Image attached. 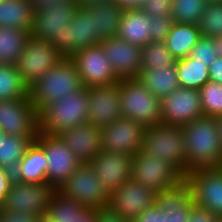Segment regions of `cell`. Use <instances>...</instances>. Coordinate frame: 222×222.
Listing matches in <instances>:
<instances>
[{
	"instance_id": "obj_6",
	"label": "cell",
	"mask_w": 222,
	"mask_h": 222,
	"mask_svg": "<svg viewBox=\"0 0 222 222\" xmlns=\"http://www.w3.org/2000/svg\"><path fill=\"white\" fill-rule=\"evenodd\" d=\"M141 151L165 160L183 177L187 175L185 138L180 126L161 123L145 127Z\"/></svg>"
},
{
	"instance_id": "obj_50",
	"label": "cell",
	"mask_w": 222,
	"mask_h": 222,
	"mask_svg": "<svg viewBox=\"0 0 222 222\" xmlns=\"http://www.w3.org/2000/svg\"><path fill=\"white\" fill-rule=\"evenodd\" d=\"M215 44V50L217 51L218 56L222 57V36L213 38Z\"/></svg>"
},
{
	"instance_id": "obj_35",
	"label": "cell",
	"mask_w": 222,
	"mask_h": 222,
	"mask_svg": "<svg viewBox=\"0 0 222 222\" xmlns=\"http://www.w3.org/2000/svg\"><path fill=\"white\" fill-rule=\"evenodd\" d=\"M207 2V0H173V21L176 23L199 25Z\"/></svg>"
},
{
	"instance_id": "obj_28",
	"label": "cell",
	"mask_w": 222,
	"mask_h": 222,
	"mask_svg": "<svg viewBox=\"0 0 222 222\" xmlns=\"http://www.w3.org/2000/svg\"><path fill=\"white\" fill-rule=\"evenodd\" d=\"M34 8L30 0H0V27L30 32Z\"/></svg>"
},
{
	"instance_id": "obj_26",
	"label": "cell",
	"mask_w": 222,
	"mask_h": 222,
	"mask_svg": "<svg viewBox=\"0 0 222 222\" xmlns=\"http://www.w3.org/2000/svg\"><path fill=\"white\" fill-rule=\"evenodd\" d=\"M137 78L146 89L160 99L180 87L176 63L170 64L165 68L155 67L154 69L140 70Z\"/></svg>"
},
{
	"instance_id": "obj_40",
	"label": "cell",
	"mask_w": 222,
	"mask_h": 222,
	"mask_svg": "<svg viewBox=\"0 0 222 222\" xmlns=\"http://www.w3.org/2000/svg\"><path fill=\"white\" fill-rule=\"evenodd\" d=\"M151 19L150 41L152 42H165L171 28L174 24L172 17H154L149 16Z\"/></svg>"
},
{
	"instance_id": "obj_37",
	"label": "cell",
	"mask_w": 222,
	"mask_h": 222,
	"mask_svg": "<svg viewBox=\"0 0 222 222\" xmlns=\"http://www.w3.org/2000/svg\"><path fill=\"white\" fill-rule=\"evenodd\" d=\"M198 26L203 37L222 36V0L206 3L205 12Z\"/></svg>"
},
{
	"instance_id": "obj_10",
	"label": "cell",
	"mask_w": 222,
	"mask_h": 222,
	"mask_svg": "<svg viewBox=\"0 0 222 222\" xmlns=\"http://www.w3.org/2000/svg\"><path fill=\"white\" fill-rule=\"evenodd\" d=\"M35 141L45 152L47 183L58 190L82 163L58 135L38 132Z\"/></svg>"
},
{
	"instance_id": "obj_19",
	"label": "cell",
	"mask_w": 222,
	"mask_h": 222,
	"mask_svg": "<svg viewBox=\"0 0 222 222\" xmlns=\"http://www.w3.org/2000/svg\"><path fill=\"white\" fill-rule=\"evenodd\" d=\"M99 45L119 80L138 77L141 70L142 47L130 44L119 37L101 40Z\"/></svg>"
},
{
	"instance_id": "obj_54",
	"label": "cell",
	"mask_w": 222,
	"mask_h": 222,
	"mask_svg": "<svg viewBox=\"0 0 222 222\" xmlns=\"http://www.w3.org/2000/svg\"><path fill=\"white\" fill-rule=\"evenodd\" d=\"M35 222H51V221L48 219V217L46 215H44V216H41V217H37Z\"/></svg>"
},
{
	"instance_id": "obj_2",
	"label": "cell",
	"mask_w": 222,
	"mask_h": 222,
	"mask_svg": "<svg viewBox=\"0 0 222 222\" xmlns=\"http://www.w3.org/2000/svg\"><path fill=\"white\" fill-rule=\"evenodd\" d=\"M187 156V174L200 168L222 167V143L214 117L201 116L181 127Z\"/></svg>"
},
{
	"instance_id": "obj_3",
	"label": "cell",
	"mask_w": 222,
	"mask_h": 222,
	"mask_svg": "<svg viewBox=\"0 0 222 222\" xmlns=\"http://www.w3.org/2000/svg\"><path fill=\"white\" fill-rule=\"evenodd\" d=\"M131 179L152 189L168 205L184 193V177L165 160L141 150L132 156Z\"/></svg>"
},
{
	"instance_id": "obj_44",
	"label": "cell",
	"mask_w": 222,
	"mask_h": 222,
	"mask_svg": "<svg viewBox=\"0 0 222 222\" xmlns=\"http://www.w3.org/2000/svg\"><path fill=\"white\" fill-rule=\"evenodd\" d=\"M55 49L63 58H70V23L62 31V39Z\"/></svg>"
},
{
	"instance_id": "obj_18",
	"label": "cell",
	"mask_w": 222,
	"mask_h": 222,
	"mask_svg": "<svg viewBox=\"0 0 222 222\" xmlns=\"http://www.w3.org/2000/svg\"><path fill=\"white\" fill-rule=\"evenodd\" d=\"M144 130L142 124L120 117L101 129L102 150L133 156L141 150Z\"/></svg>"
},
{
	"instance_id": "obj_23",
	"label": "cell",
	"mask_w": 222,
	"mask_h": 222,
	"mask_svg": "<svg viewBox=\"0 0 222 222\" xmlns=\"http://www.w3.org/2000/svg\"><path fill=\"white\" fill-rule=\"evenodd\" d=\"M47 159L43 148L34 140L14 172V180L20 183H47Z\"/></svg>"
},
{
	"instance_id": "obj_41",
	"label": "cell",
	"mask_w": 222,
	"mask_h": 222,
	"mask_svg": "<svg viewBox=\"0 0 222 222\" xmlns=\"http://www.w3.org/2000/svg\"><path fill=\"white\" fill-rule=\"evenodd\" d=\"M173 0H145L139 7L148 16L172 17Z\"/></svg>"
},
{
	"instance_id": "obj_8",
	"label": "cell",
	"mask_w": 222,
	"mask_h": 222,
	"mask_svg": "<svg viewBox=\"0 0 222 222\" xmlns=\"http://www.w3.org/2000/svg\"><path fill=\"white\" fill-rule=\"evenodd\" d=\"M183 196L194 206L222 217V167L190 171L184 177Z\"/></svg>"
},
{
	"instance_id": "obj_7",
	"label": "cell",
	"mask_w": 222,
	"mask_h": 222,
	"mask_svg": "<svg viewBox=\"0 0 222 222\" xmlns=\"http://www.w3.org/2000/svg\"><path fill=\"white\" fill-rule=\"evenodd\" d=\"M122 117L144 127L161 124V99L154 96L138 78L120 79Z\"/></svg>"
},
{
	"instance_id": "obj_16",
	"label": "cell",
	"mask_w": 222,
	"mask_h": 222,
	"mask_svg": "<svg viewBox=\"0 0 222 222\" xmlns=\"http://www.w3.org/2000/svg\"><path fill=\"white\" fill-rule=\"evenodd\" d=\"M87 109L88 123L99 129L111 125L122 117L119 81L109 85L89 87Z\"/></svg>"
},
{
	"instance_id": "obj_48",
	"label": "cell",
	"mask_w": 222,
	"mask_h": 222,
	"mask_svg": "<svg viewBox=\"0 0 222 222\" xmlns=\"http://www.w3.org/2000/svg\"><path fill=\"white\" fill-rule=\"evenodd\" d=\"M105 1L106 0H73L77 8H89Z\"/></svg>"
},
{
	"instance_id": "obj_32",
	"label": "cell",
	"mask_w": 222,
	"mask_h": 222,
	"mask_svg": "<svg viewBox=\"0 0 222 222\" xmlns=\"http://www.w3.org/2000/svg\"><path fill=\"white\" fill-rule=\"evenodd\" d=\"M219 217L194 206L184 196L168 205L167 222H217Z\"/></svg>"
},
{
	"instance_id": "obj_30",
	"label": "cell",
	"mask_w": 222,
	"mask_h": 222,
	"mask_svg": "<svg viewBox=\"0 0 222 222\" xmlns=\"http://www.w3.org/2000/svg\"><path fill=\"white\" fill-rule=\"evenodd\" d=\"M180 87L199 90L209 79V67L190 56L176 60Z\"/></svg>"
},
{
	"instance_id": "obj_33",
	"label": "cell",
	"mask_w": 222,
	"mask_h": 222,
	"mask_svg": "<svg viewBox=\"0 0 222 222\" xmlns=\"http://www.w3.org/2000/svg\"><path fill=\"white\" fill-rule=\"evenodd\" d=\"M29 97V87L16 65L0 63V101Z\"/></svg>"
},
{
	"instance_id": "obj_20",
	"label": "cell",
	"mask_w": 222,
	"mask_h": 222,
	"mask_svg": "<svg viewBox=\"0 0 222 222\" xmlns=\"http://www.w3.org/2000/svg\"><path fill=\"white\" fill-rule=\"evenodd\" d=\"M131 161L128 154L101 150L89 164L111 194L131 179Z\"/></svg>"
},
{
	"instance_id": "obj_9",
	"label": "cell",
	"mask_w": 222,
	"mask_h": 222,
	"mask_svg": "<svg viewBox=\"0 0 222 222\" xmlns=\"http://www.w3.org/2000/svg\"><path fill=\"white\" fill-rule=\"evenodd\" d=\"M58 191L85 207L101 209L109 206L110 193L89 163H82Z\"/></svg>"
},
{
	"instance_id": "obj_11",
	"label": "cell",
	"mask_w": 222,
	"mask_h": 222,
	"mask_svg": "<svg viewBox=\"0 0 222 222\" xmlns=\"http://www.w3.org/2000/svg\"><path fill=\"white\" fill-rule=\"evenodd\" d=\"M62 59L50 41L38 39L30 34L16 67L23 81L30 87Z\"/></svg>"
},
{
	"instance_id": "obj_47",
	"label": "cell",
	"mask_w": 222,
	"mask_h": 222,
	"mask_svg": "<svg viewBox=\"0 0 222 222\" xmlns=\"http://www.w3.org/2000/svg\"><path fill=\"white\" fill-rule=\"evenodd\" d=\"M209 79L222 85V57L218 56L209 67Z\"/></svg>"
},
{
	"instance_id": "obj_1",
	"label": "cell",
	"mask_w": 222,
	"mask_h": 222,
	"mask_svg": "<svg viewBox=\"0 0 222 222\" xmlns=\"http://www.w3.org/2000/svg\"><path fill=\"white\" fill-rule=\"evenodd\" d=\"M108 207L134 222H167L168 204L152 189L132 179L110 194Z\"/></svg>"
},
{
	"instance_id": "obj_45",
	"label": "cell",
	"mask_w": 222,
	"mask_h": 222,
	"mask_svg": "<svg viewBox=\"0 0 222 222\" xmlns=\"http://www.w3.org/2000/svg\"><path fill=\"white\" fill-rule=\"evenodd\" d=\"M98 222H134L125 219L109 207L98 209Z\"/></svg>"
},
{
	"instance_id": "obj_43",
	"label": "cell",
	"mask_w": 222,
	"mask_h": 222,
	"mask_svg": "<svg viewBox=\"0 0 222 222\" xmlns=\"http://www.w3.org/2000/svg\"><path fill=\"white\" fill-rule=\"evenodd\" d=\"M14 181V173L0 167V207L3 205L5 197Z\"/></svg>"
},
{
	"instance_id": "obj_53",
	"label": "cell",
	"mask_w": 222,
	"mask_h": 222,
	"mask_svg": "<svg viewBox=\"0 0 222 222\" xmlns=\"http://www.w3.org/2000/svg\"><path fill=\"white\" fill-rule=\"evenodd\" d=\"M117 1L123 8H129V0H112Z\"/></svg>"
},
{
	"instance_id": "obj_36",
	"label": "cell",
	"mask_w": 222,
	"mask_h": 222,
	"mask_svg": "<svg viewBox=\"0 0 222 222\" xmlns=\"http://www.w3.org/2000/svg\"><path fill=\"white\" fill-rule=\"evenodd\" d=\"M176 59L171 55L165 42H152L142 47L141 70L167 67L175 64Z\"/></svg>"
},
{
	"instance_id": "obj_51",
	"label": "cell",
	"mask_w": 222,
	"mask_h": 222,
	"mask_svg": "<svg viewBox=\"0 0 222 222\" xmlns=\"http://www.w3.org/2000/svg\"><path fill=\"white\" fill-rule=\"evenodd\" d=\"M145 0H129V8H139Z\"/></svg>"
},
{
	"instance_id": "obj_46",
	"label": "cell",
	"mask_w": 222,
	"mask_h": 222,
	"mask_svg": "<svg viewBox=\"0 0 222 222\" xmlns=\"http://www.w3.org/2000/svg\"><path fill=\"white\" fill-rule=\"evenodd\" d=\"M72 222H98V209L85 207Z\"/></svg>"
},
{
	"instance_id": "obj_55",
	"label": "cell",
	"mask_w": 222,
	"mask_h": 222,
	"mask_svg": "<svg viewBox=\"0 0 222 222\" xmlns=\"http://www.w3.org/2000/svg\"><path fill=\"white\" fill-rule=\"evenodd\" d=\"M6 134L4 133V131L0 128V143H1V140H4Z\"/></svg>"
},
{
	"instance_id": "obj_17",
	"label": "cell",
	"mask_w": 222,
	"mask_h": 222,
	"mask_svg": "<svg viewBox=\"0 0 222 222\" xmlns=\"http://www.w3.org/2000/svg\"><path fill=\"white\" fill-rule=\"evenodd\" d=\"M71 59L84 87L109 85L119 81L100 45L78 50Z\"/></svg>"
},
{
	"instance_id": "obj_31",
	"label": "cell",
	"mask_w": 222,
	"mask_h": 222,
	"mask_svg": "<svg viewBox=\"0 0 222 222\" xmlns=\"http://www.w3.org/2000/svg\"><path fill=\"white\" fill-rule=\"evenodd\" d=\"M36 137L6 135L0 143V167L14 173Z\"/></svg>"
},
{
	"instance_id": "obj_27",
	"label": "cell",
	"mask_w": 222,
	"mask_h": 222,
	"mask_svg": "<svg viewBox=\"0 0 222 222\" xmlns=\"http://www.w3.org/2000/svg\"><path fill=\"white\" fill-rule=\"evenodd\" d=\"M201 37L198 25L174 22L165 44L171 55L178 60L188 57Z\"/></svg>"
},
{
	"instance_id": "obj_4",
	"label": "cell",
	"mask_w": 222,
	"mask_h": 222,
	"mask_svg": "<svg viewBox=\"0 0 222 222\" xmlns=\"http://www.w3.org/2000/svg\"><path fill=\"white\" fill-rule=\"evenodd\" d=\"M84 88L71 58H63L29 87V98L37 114L64 96Z\"/></svg>"
},
{
	"instance_id": "obj_39",
	"label": "cell",
	"mask_w": 222,
	"mask_h": 222,
	"mask_svg": "<svg viewBox=\"0 0 222 222\" xmlns=\"http://www.w3.org/2000/svg\"><path fill=\"white\" fill-rule=\"evenodd\" d=\"M189 56L210 67L218 57L213 38L202 36L191 50Z\"/></svg>"
},
{
	"instance_id": "obj_38",
	"label": "cell",
	"mask_w": 222,
	"mask_h": 222,
	"mask_svg": "<svg viewBox=\"0 0 222 222\" xmlns=\"http://www.w3.org/2000/svg\"><path fill=\"white\" fill-rule=\"evenodd\" d=\"M203 116L222 115V85L209 80L200 89Z\"/></svg>"
},
{
	"instance_id": "obj_29",
	"label": "cell",
	"mask_w": 222,
	"mask_h": 222,
	"mask_svg": "<svg viewBox=\"0 0 222 222\" xmlns=\"http://www.w3.org/2000/svg\"><path fill=\"white\" fill-rule=\"evenodd\" d=\"M29 35L18 28L0 27V63L16 65Z\"/></svg>"
},
{
	"instance_id": "obj_52",
	"label": "cell",
	"mask_w": 222,
	"mask_h": 222,
	"mask_svg": "<svg viewBox=\"0 0 222 222\" xmlns=\"http://www.w3.org/2000/svg\"><path fill=\"white\" fill-rule=\"evenodd\" d=\"M218 124V128H219V135H220V139H221V143H222V115L218 116L215 118Z\"/></svg>"
},
{
	"instance_id": "obj_21",
	"label": "cell",
	"mask_w": 222,
	"mask_h": 222,
	"mask_svg": "<svg viewBox=\"0 0 222 222\" xmlns=\"http://www.w3.org/2000/svg\"><path fill=\"white\" fill-rule=\"evenodd\" d=\"M58 136L81 163H89L102 150L101 129L89 123L62 131Z\"/></svg>"
},
{
	"instance_id": "obj_49",
	"label": "cell",
	"mask_w": 222,
	"mask_h": 222,
	"mask_svg": "<svg viewBox=\"0 0 222 222\" xmlns=\"http://www.w3.org/2000/svg\"><path fill=\"white\" fill-rule=\"evenodd\" d=\"M58 1H61V0H30V2L33 5L34 10H36L38 8H43L47 5L54 4Z\"/></svg>"
},
{
	"instance_id": "obj_14",
	"label": "cell",
	"mask_w": 222,
	"mask_h": 222,
	"mask_svg": "<svg viewBox=\"0 0 222 222\" xmlns=\"http://www.w3.org/2000/svg\"><path fill=\"white\" fill-rule=\"evenodd\" d=\"M203 116L200 92L196 89L179 87L161 98V123L184 126Z\"/></svg>"
},
{
	"instance_id": "obj_22",
	"label": "cell",
	"mask_w": 222,
	"mask_h": 222,
	"mask_svg": "<svg viewBox=\"0 0 222 222\" xmlns=\"http://www.w3.org/2000/svg\"><path fill=\"white\" fill-rule=\"evenodd\" d=\"M151 19L140 8H124L117 37L143 47L150 42Z\"/></svg>"
},
{
	"instance_id": "obj_42",
	"label": "cell",
	"mask_w": 222,
	"mask_h": 222,
	"mask_svg": "<svg viewBox=\"0 0 222 222\" xmlns=\"http://www.w3.org/2000/svg\"><path fill=\"white\" fill-rule=\"evenodd\" d=\"M36 219L32 213L0 210V222H35Z\"/></svg>"
},
{
	"instance_id": "obj_5",
	"label": "cell",
	"mask_w": 222,
	"mask_h": 222,
	"mask_svg": "<svg viewBox=\"0 0 222 222\" xmlns=\"http://www.w3.org/2000/svg\"><path fill=\"white\" fill-rule=\"evenodd\" d=\"M88 88L64 96L38 114V132L58 135L60 132L88 123Z\"/></svg>"
},
{
	"instance_id": "obj_13",
	"label": "cell",
	"mask_w": 222,
	"mask_h": 222,
	"mask_svg": "<svg viewBox=\"0 0 222 222\" xmlns=\"http://www.w3.org/2000/svg\"><path fill=\"white\" fill-rule=\"evenodd\" d=\"M77 10L73 0H61L34 10L30 34L48 40L55 47L62 39V31Z\"/></svg>"
},
{
	"instance_id": "obj_25",
	"label": "cell",
	"mask_w": 222,
	"mask_h": 222,
	"mask_svg": "<svg viewBox=\"0 0 222 222\" xmlns=\"http://www.w3.org/2000/svg\"><path fill=\"white\" fill-rule=\"evenodd\" d=\"M123 10L117 1L112 0L89 7V15L94 18V30L100 40L117 37Z\"/></svg>"
},
{
	"instance_id": "obj_56",
	"label": "cell",
	"mask_w": 222,
	"mask_h": 222,
	"mask_svg": "<svg viewBox=\"0 0 222 222\" xmlns=\"http://www.w3.org/2000/svg\"><path fill=\"white\" fill-rule=\"evenodd\" d=\"M217 222H222V217H219Z\"/></svg>"
},
{
	"instance_id": "obj_12",
	"label": "cell",
	"mask_w": 222,
	"mask_h": 222,
	"mask_svg": "<svg viewBox=\"0 0 222 222\" xmlns=\"http://www.w3.org/2000/svg\"><path fill=\"white\" fill-rule=\"evenodd\" d=\"M55 191L56 189L48 183H20L14 180L1 210L44 216Z\"/></svg>"
},
{
	"instance_id": "obj_15",
	"label": "cell",
	"mask_w": 222,
	"mask_h": 222,
	"mask_svg": "<svg viewBox=\"0 0 222 222\" xmlns=\"http://www.w3.org/2000/svg\"><path fill=\"white\" fill-rule=\"evenodd\" d=\"M0 128L6 135L36 137L38 114L29 97L0 101Z\"/></svg>"
},
{
	"instance_id": "obj_34",
	"label": "cell",
	"mask_w": 222,
	"mask_h": 222,
	"mask_svg": "<svg viewBox=\"0 0 222 222\" xmlns=\"http://www.w3.org/2000/svg\"><path fill=\"white\" fill-rule=\"evenodd\" d=\"M84 208L85 206L76 200L56 190L46 210V216L51 222H72Z\"/></svg>"
},
{
	"instance_id": "obj_24",
	"label": "cell",
	"mask_w": 222,
	"mask_h": 222,
	"mask_svg": "<svg viewBox=\"0 0 222 222\" xmlns=\"http://www.w3.org/2000/svg\"><path fill=\"white\" fill-rule=\"evenodd\" d=\"M94 29L89 8H77L70 22V58L78 50L99 45L101 40Z\"/></svg>"
}]
</instances>
